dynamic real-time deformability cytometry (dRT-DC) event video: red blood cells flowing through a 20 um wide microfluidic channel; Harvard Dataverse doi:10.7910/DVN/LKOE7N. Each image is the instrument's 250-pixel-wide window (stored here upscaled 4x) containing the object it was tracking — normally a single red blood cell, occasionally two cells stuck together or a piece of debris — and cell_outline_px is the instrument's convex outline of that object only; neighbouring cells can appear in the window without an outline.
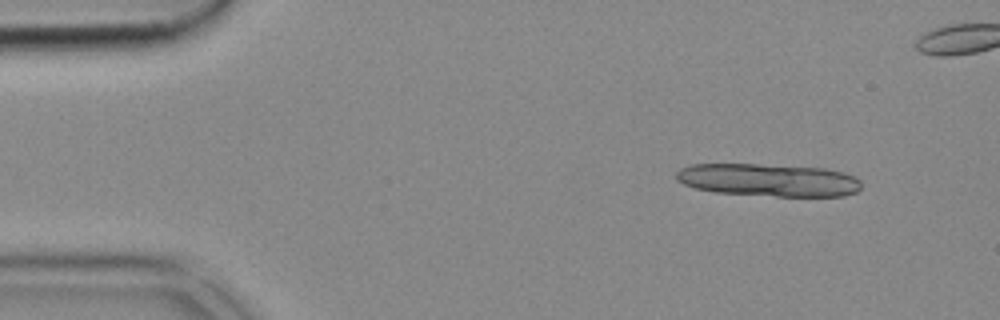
{"species": "common noctule bat (a hibernating species)", "species_latin": "Nyctalus noctula", "temperature_condition": "cold", "stored_images_in_passage": 14, "camera_frame_rate_fps": 3000, "um_per_image_px": 0.085, "animal": {"sex": "female", "body_mass_g": 18.4}, "frame": {"image": 1, "passage_image": 5, "time_ms": 1.333, "image_size_px": [1000, 320], "cell_outline_px": [[860, 188], [856, 192], [844, 196], [776, 196], [716, 192], [696, 188], [684, 184], [676, 180], [676, 172], [680, 168], [692, 164], [756, 164], [824, 168], [840, 172], [852, 176], [860, 180]], "centroid_in_image_um": [65.29, 15.3], "position_along_channel_um": 19.7, "area_um2": 35.08}}